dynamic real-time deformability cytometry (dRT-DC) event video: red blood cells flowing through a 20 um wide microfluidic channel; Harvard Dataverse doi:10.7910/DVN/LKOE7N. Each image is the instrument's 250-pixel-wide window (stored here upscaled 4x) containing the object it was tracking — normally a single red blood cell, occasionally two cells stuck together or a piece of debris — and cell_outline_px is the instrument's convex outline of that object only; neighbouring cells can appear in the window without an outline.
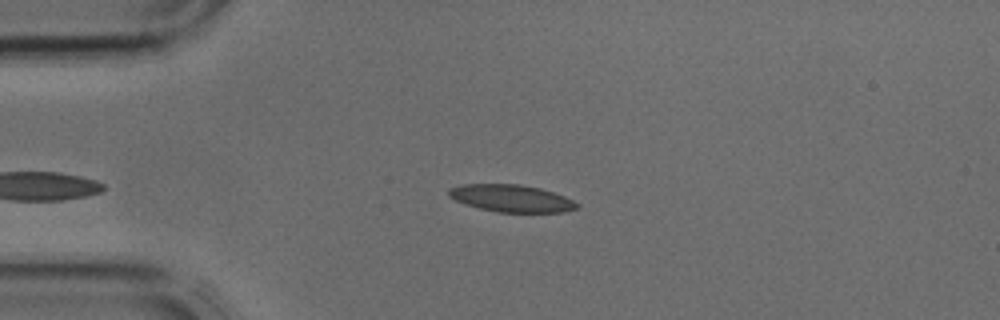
{"species": "common noctule bat (a hibernating species)", "species_latin": "Nyctalus noctula", "temperature_condition": "cold", "stored_images_in_passage": 31, "camera_frame_rate_fps": 3000, "um_per_image_px": 0.085, "animal": {"sex": "male", "body_mass_g": 17.9, "forearm_length_mm": 54.2}, "frame": {"image": 1, "passage_image": 2, "time_ms": 0.333, "image_size_px": [1000, 320], "cell_outline_px": [[580, 208], [564, 212], [496, 212], [464, 204], [448, 196], [448, 188], [460, 184], [520, 184], [540, 188], [564, 196], [580, 204]], "centroid_in_image_um": [43.46, 16.85], "position_along_channel_um": 41.5, "area_um2": 20.46}}
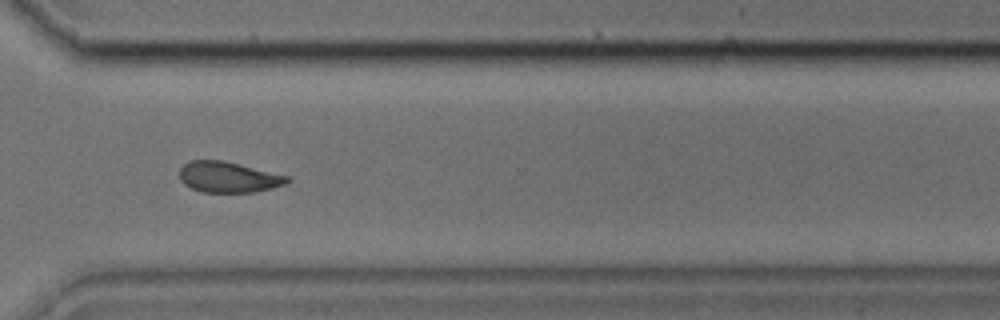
{"frame": {"image": 2, "passage_image": 23, "time_ms": 7.333, "image_size_px": [1000, 320], "cell_outline_px": [[292, 180], [284, 184], [272, 188], [252, 192], [200, 192], [184, 184], [180, 180], [180, 168], [184, 164], [192, 160], [220, 160], [288, 176]], "centroid_in_image_um": [19.38, 15.06], "position_along_channel_um": 351.2, "area_um2": 19.02}}
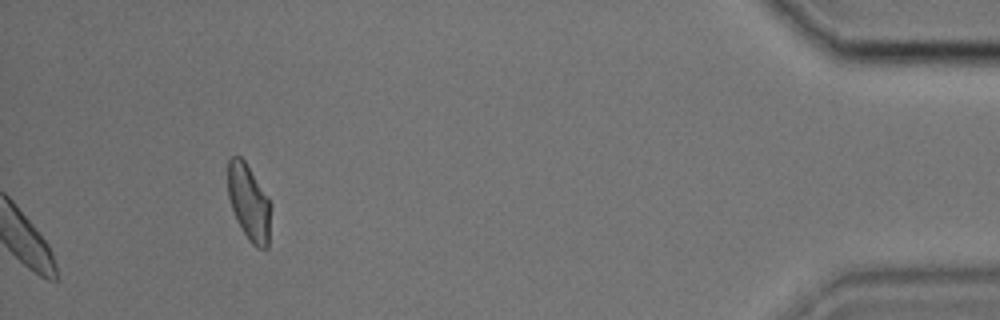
{"frame": {"image": 3, "passage_image": 31, "time_ms": 10.0, "image_size_px": [1000, 320], "cell_outline_px": [[272, 208], [268, 248], [260, 248], [252, 244], [248, 240], [236, 220], [228, 196], [228, 160], [232, 156], [240, 156], [244, 160], [268, 196], [272, 204]], "centroid_in_image_um": [21.18, 17.23], "position_along_channel_um": 414.0, "area_um2": 19.31}}